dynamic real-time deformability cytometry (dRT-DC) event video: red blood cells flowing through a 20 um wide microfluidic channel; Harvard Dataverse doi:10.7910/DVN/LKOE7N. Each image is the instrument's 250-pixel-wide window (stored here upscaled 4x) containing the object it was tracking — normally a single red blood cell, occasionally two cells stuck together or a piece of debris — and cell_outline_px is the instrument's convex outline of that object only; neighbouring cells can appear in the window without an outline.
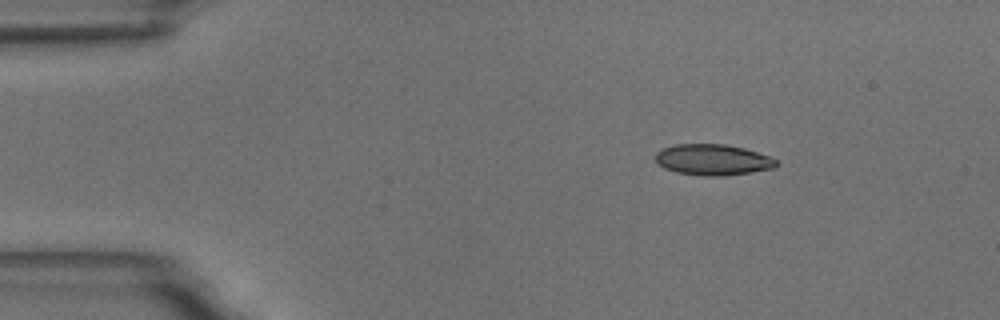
{"species": "common noctule bat (a hibernating species)", "species_latin": "Nyctalus noctula", "temperature_condition": "room temperature", "stored_images_in_passage": 48, "camera_frame_rate_fps": 3000, "um_per_image_px": 0.085, "animal": {"sex": "male", "body_mass_g": 18.8}, "frame": {"image": 1, "passage_image": 1, "time_ms": 0.0, "image_size_px": [1000, 320], "cell_outline_px": [[776, 164], [772, 168], [752, 172], [724, 176], [704, 176], [676, 172], [664, 168], [656, 164], [656, 152], [664, 148], [676, 144], [724, 144], [744, 148], [772, 156], [776, 160]], "centroid_in_image_um": [60.58, 13.58], "position_along_channel_um": 24.4, "area_um2": 21.85}}
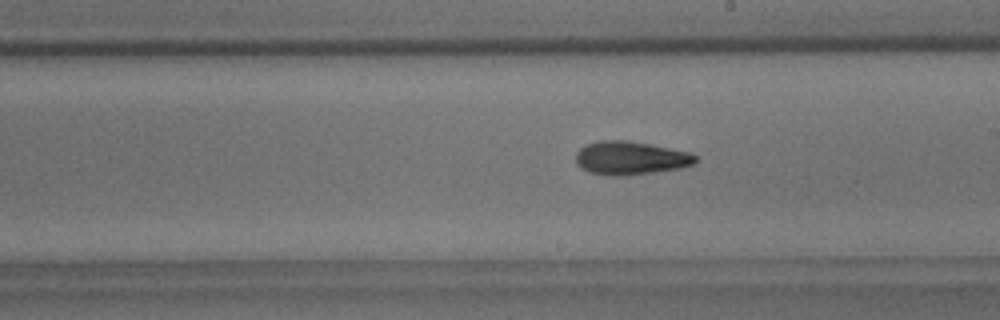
{"frame": {"image": 2, "passage_image": 24, "time_ms": 7.667, "image_size_px": [1000, 320], "cell_outline_px": [[696, 164], [680, 168], [624, 176], [612, 176], [588, 172], [580, 168], [576, 164], [576, 152], [584, 144], [600, 140], [628, 140], [692, 152], [696, 156]], "centroid_in_image_um": [53.57, 13.43], "position_along_channel_um": 235.4, "area_um2": 23.58}}
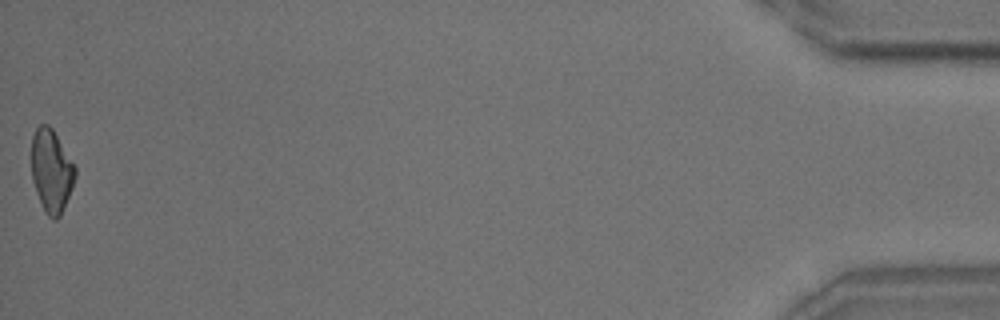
{"frame": {"image": 3, "passage_image": 48, "time_ms": 15.667, "image_size_px": [1000, 320], "cell_outline_px": [[76, 176], [72, 188], [60, 216], [56, 220], [52, 220], [48, 216], [40, 200], [32, 180], [32, 136], [36, 128], [40, 124], [48, 124], [52, 128], [76, 168]], "centroid_in_image_um": [4.37, 14.51], "position_along_channel_um": 430.8, "area_um2": 20.81}, "authors_computed_cell_mechanics": {"area_um2": 22.2241, "velocity_mm_per_s": 3.6535, "shape_relaxation_time_tau1_ms": 9.3376, "shape_relaxation_time_tau2_ms": 4.718, "deformation_change_tau1": 0.186, "deformation_change_tau2": 0.1189}}